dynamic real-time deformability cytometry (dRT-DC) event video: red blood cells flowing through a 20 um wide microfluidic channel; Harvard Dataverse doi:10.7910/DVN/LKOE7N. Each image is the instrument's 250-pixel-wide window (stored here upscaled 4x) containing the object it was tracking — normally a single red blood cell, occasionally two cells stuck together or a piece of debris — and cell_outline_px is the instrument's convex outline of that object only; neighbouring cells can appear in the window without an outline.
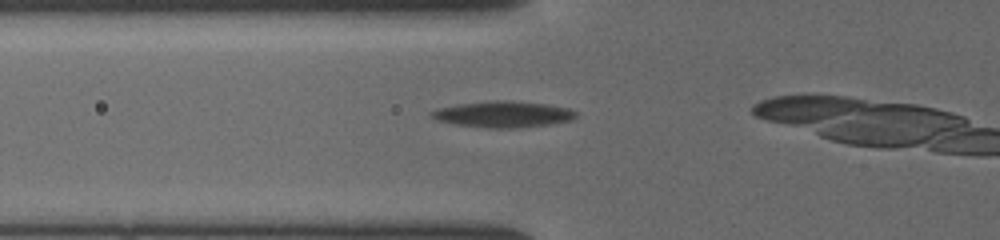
{"species": "common noctule bat (a hibernating species)", "species_latin": "Nyctalus noctula", "temperature_condition": "cold", "stored_images_in_passage": 15, "camera_frame_rate_fps": 3000, "um_per_image_px": 0.085, "animal": {"sex": "female", "body_mass_g": 19.5, "forearm_length_mm": 54.1}, "frame": {"image": 1, "passage_image": 13, "time_ms": 4.0, "image_size_px": [1000, 240], "cell_outline_px": [[576, 116], [572, 120], [548, 124], [520, 128], [488, 128], [452, 124], [436, 120], [428, 112], [436, 108], [460, 104], [496, 100], [512, 100], [544, 104], [568, 108], [576, 112]], "centroid_in_image_um": [42.72, 9.72], "position_along_channel_um": 83.1, "area_um2": 22.08}}